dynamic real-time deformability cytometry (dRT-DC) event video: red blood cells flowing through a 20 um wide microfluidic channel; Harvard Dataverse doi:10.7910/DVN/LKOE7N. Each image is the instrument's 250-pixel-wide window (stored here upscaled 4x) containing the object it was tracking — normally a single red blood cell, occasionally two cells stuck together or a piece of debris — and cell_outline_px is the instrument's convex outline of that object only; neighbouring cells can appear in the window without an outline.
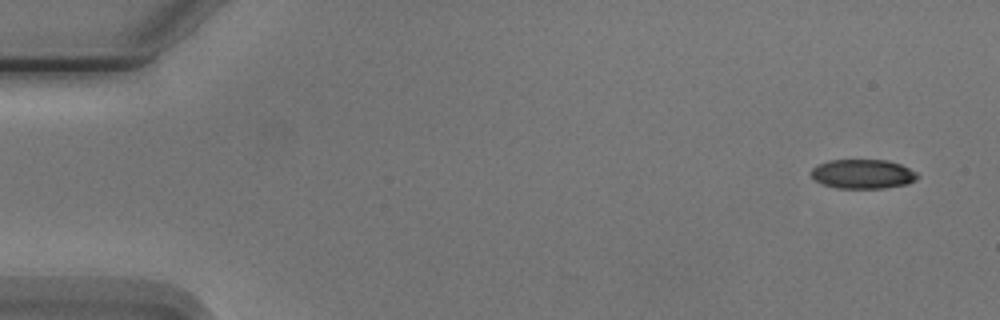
{"species": "Egyptian fruit bat (a non-hibernating species)", "species_latin": "Rousettus aegyptiacus", "temperature_condition": "cold", "stored_images_in_passage": 5, "camera_frame_rate_fps": 3000, "um_per_image_px": 0.085, "animal": {"sex": "male"}, "frame": {"image": 1, "passage_image": 1, "time_ms": 0.0, "image_size_px": [1000, 320], "cell_outline_px": [[920, 176], [916, 180], [908, 184], [884, 188], [836, 188], [820, 184], [812, 180], [812, 168], [816, 164], [828, 160], [888, 160], [900, 164], [916, 172]], "centroid_in_image_um": [73.31, 14.79], "position_along_channel_um": 11.7, "area_um2": 18.44}}